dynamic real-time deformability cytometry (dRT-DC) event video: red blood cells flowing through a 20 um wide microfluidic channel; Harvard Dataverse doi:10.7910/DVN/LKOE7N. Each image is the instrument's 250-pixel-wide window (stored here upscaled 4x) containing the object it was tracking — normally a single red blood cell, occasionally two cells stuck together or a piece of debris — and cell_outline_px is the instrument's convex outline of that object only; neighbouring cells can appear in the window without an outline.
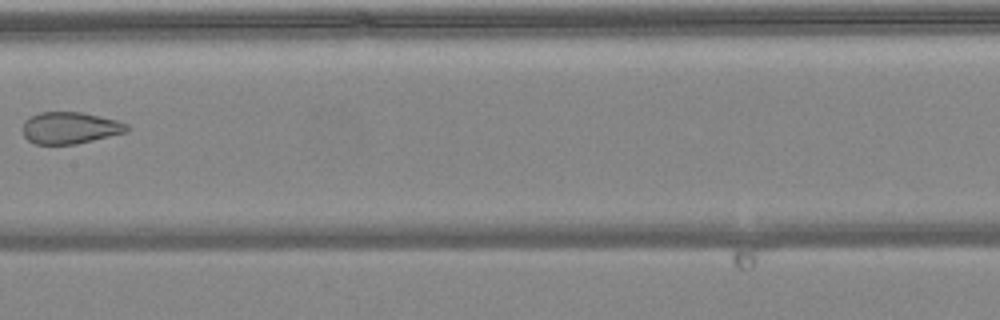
{"species": "common noctule bat (a hibernating species)", "species_latin": "Nyctalus noctula", "temperature_condition": "warm", "stored_images_in_passage": 8, "camera_frame_rate_fps": 3000, "um_per_image_px": 0.085, "animal": {"sex": "female", "body_mass_g": 24.6, "forearm_length_mm": 56.2}, "frame": {"image": 1, "passage_image": 8, "time_ms": 2.333, "image_size_px": [1000, 320], "cell_outline_px": [[128, 132], [76, 144], [36, 144], [28, 140], [24, 136], [24, 120], [40, 112], [84, 112], [116, 120], [128, 124]], "centroid_in_image_um": [5.97, 10.87], "position_along_channel_um": 201.4, "area_um2": 19.25}}